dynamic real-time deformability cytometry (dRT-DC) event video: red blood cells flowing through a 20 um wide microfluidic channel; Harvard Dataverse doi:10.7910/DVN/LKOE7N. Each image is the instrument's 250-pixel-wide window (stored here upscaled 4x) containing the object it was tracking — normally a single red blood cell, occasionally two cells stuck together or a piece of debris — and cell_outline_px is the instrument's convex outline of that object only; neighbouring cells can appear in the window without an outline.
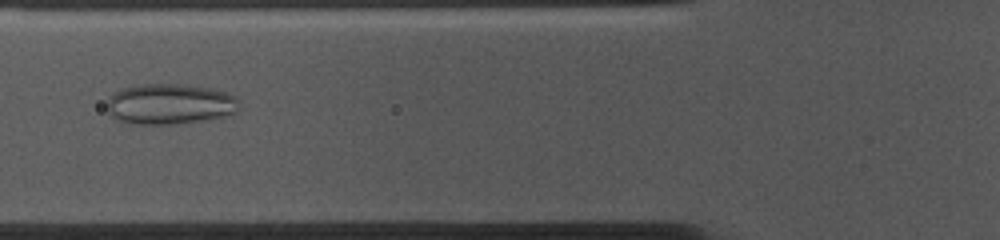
{"species": "common noctule bat (a hibernating species)", "species_latin": "Nyctalus noctula", "temperature_condition": "cold", "stored_images_in_passage": 45, "camera_frame_rate_fps": 3000, "um_per_image_px": 0.085, "animal": {"sex": "female", "body_mass_g": 10.0, "forearm_length_mm": 53.1}, "frame": {"image": 1, "passage_image": 10, "time_ms": 3.0, "image_size_px": [1000, 240], "cell_outline_px": [[240, 108], [232, 116], [212, 120], [180, 124], [132, 124], [120, 120], [112, 116], [108, 112], [108, 96], [112, 92], [120, 88], [144, 84], [184, 84], [212, 88], [228, 92], [236, 96]], "centroid_in_image_um": [14.51, 8.85], "position_along_channel_um": 111.3, "area_um2": 32.14}}
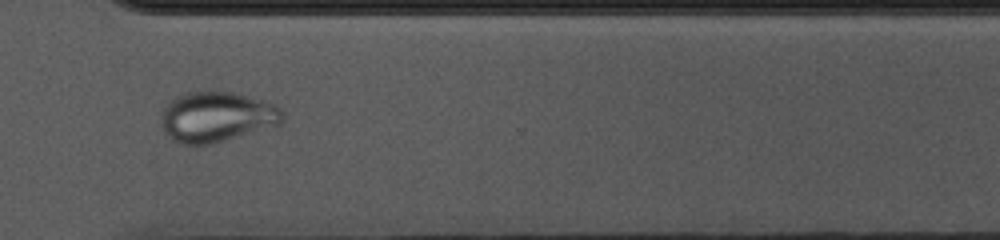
{"frame": {"image": 2, "passage_image": 30, "time_ms": 9.667, "image_size_px": [1000, 240], "cell_outline_px": [[284, 120], [276, 128], [212, 144], [184, 144], [168, 136], [164, 132], [160, 124], [160, 116], [164, 108], [172, 100], [188, 92], [232, 92], [260, 100], [272, 104], [280, 108], [284, 116]], "centroid_in_image_um": [18.47, 9.97], "position_along_channel_um": 352.1, "area_um2": 35.72}}
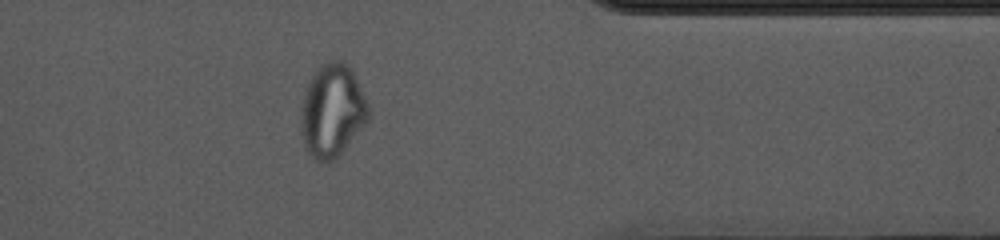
{"frame": {"image": 3, "passage_image": 34, "time_ms": 11.0, "image_size_px": [1000, 240], "cell_outline_px": [[368, 120], [344, 148], [332, 160], [316, 160], [308, 152], [304, 144], [300, 124], [300, 108], [304, 92], [312, 76], [320, 64], [328, 60], [344, 60], [348, 64], [356, 76], [368, 104]], "centroid_in_image_um": [28.22, 9.34], "position_along_channel_um": 383.2, "area_um2": 36.3}}